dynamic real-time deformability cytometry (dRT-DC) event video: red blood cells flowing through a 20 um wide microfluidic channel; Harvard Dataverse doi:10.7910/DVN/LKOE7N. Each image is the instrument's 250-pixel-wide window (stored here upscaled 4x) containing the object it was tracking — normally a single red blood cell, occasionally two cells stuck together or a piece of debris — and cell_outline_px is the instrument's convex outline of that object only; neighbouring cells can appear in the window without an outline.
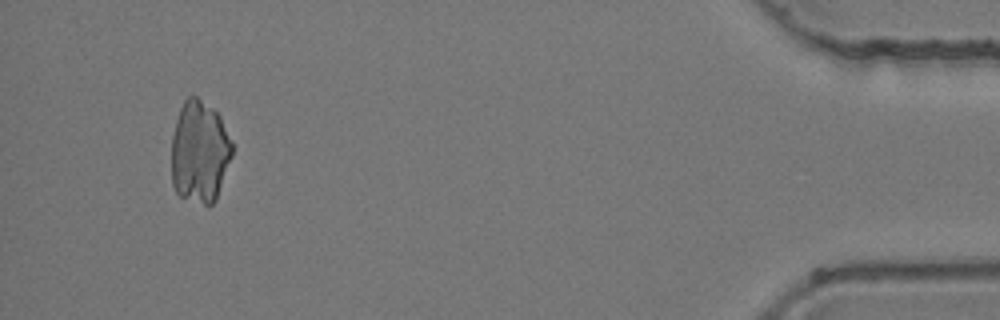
{"species": "common noctule bat (a hibernating species)", "species_latin": "Nyctalus noctula", "temperature_condition": "room temperature", "stored_images_in_passage": 50, "camera_frame_rate_fps": 3000, "um_per_image_px": 0.085, "animal": {"sex": "female", "body_mass_g": 24.6, "forearm_length_mm": 56.2}, "frame": {"image": 1, "passage_image": 47, "time_ms": 15.333, "image_size_px": [1000, 320], "cell_outline_px": [[232, 156], [216, 200], [208, 208], [180, 196], [176, 192], [172, 184], [172, 136], [176, 120], [180, 108], [184, 100], [188, 96], [196, 96], [212, 108], [220, 116], [232, 140]], "centroid_in_image_um": [16.97, 12.94], "position_along_channel_um": 418.2, "area_um2": 36.53}}